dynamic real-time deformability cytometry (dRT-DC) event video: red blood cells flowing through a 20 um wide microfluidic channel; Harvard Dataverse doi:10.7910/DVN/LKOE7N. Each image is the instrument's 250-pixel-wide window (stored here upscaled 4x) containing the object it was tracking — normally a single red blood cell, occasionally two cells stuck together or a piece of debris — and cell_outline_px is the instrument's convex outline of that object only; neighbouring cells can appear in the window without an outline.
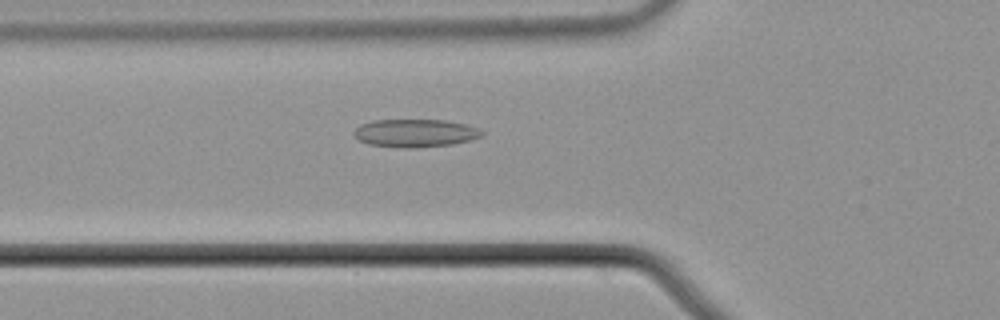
{"species": "common noctule bat (a hibernating species)", "species_latin": "Nyctalus noctula", "temperature_condition": "cold", "stored_images_in_passage": 53, "camera_frame_rate_fps": 3000, "um_per_image_px": 0.085, "animal": {"sex": "male", "body_mass_g": 21.5, "forearm_length_mm": 52.0}, "frame": {"image": 1, "passage_image": 20, "time_ms": 6.333, "image_size_px": [1000, 320], "cell_outline_px": [[484, 136], [452, 144], [416, 148], [404, 148], [368, 144], [360, 140], [352, 132], [360, 124], [372, 120], [444, 120], [468, 124], [480, 128], [484, 132]], "centroid_in_image_um": [35.32, 11.31], "position_along_channel_um": 90.5, "area_um2": 20.98}}
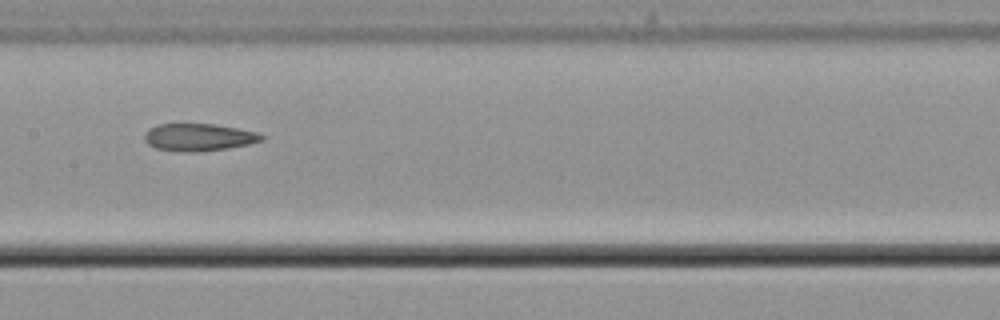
{"frame": {"image": 2, "passage_image": 28, "time_ms": 9.0, "image_size_px": [1000, 320], "cell_outline_px": [[264, 140], [248, 144], [228, 148], [196, 152], [180, 152], [156, 148], [148, 144], [144, 140], [144, 132], [148, 128], [156, 124], [212, 124], [236, 128], [256, 132], [264, 136]], "centroid_in_image_um": [16.84, 11.67], "position_along_channel_um": 190.6, "area_um2": 18.73}}
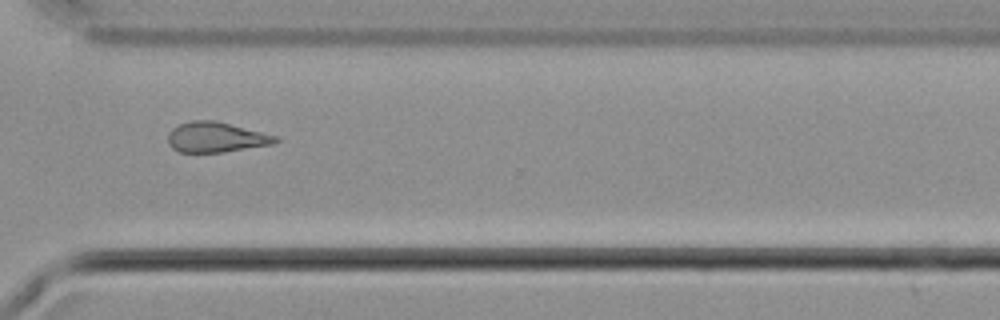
{"frame": {"image": 3, "passage_image": 41, "time_ms": 13.333, "image_size_px": [1000, 320], "cell_outline_px": [[280, 140], [276, 144], [224, 152], [180, 152], [172, 148], [168, 144], [168, 132], [172, 128], [180, 124], [192, 120], [216, 120], [280, 136]], "centroid_in_image_um": [18.42, 11.66], "position_along_channel_um": 352.2, "area_um2": 19.31}, "authors_computed_cell_mechanics": {"area_um2": 19.8832, "velocity_mm_per_s": 3.7264, "shape_relaxation_time_tau1_ms": null, "shape_relaxation_time_tau2_ms": 9.819, "deformation_change_tau1": null, "deformation_change_tau2": 0.2201}}